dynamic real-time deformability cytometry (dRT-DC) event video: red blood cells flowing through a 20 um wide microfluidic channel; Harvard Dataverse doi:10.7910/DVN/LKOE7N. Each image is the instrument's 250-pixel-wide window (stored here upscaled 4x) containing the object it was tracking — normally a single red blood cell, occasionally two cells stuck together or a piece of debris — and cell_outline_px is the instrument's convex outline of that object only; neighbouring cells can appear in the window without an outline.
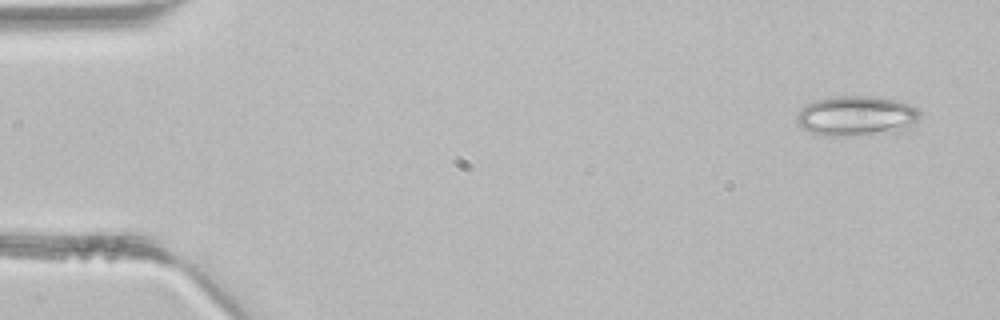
{"species": "common noctule bat (a hibernating species)", "species_latin": "Nyctalus noctula", "temperature_condition": "room temperature", "stored_images_in_passage": 3, "camera_frame_rate_fps": 3000, "um_per_image_px": 0.085, "animal": {"sex": "male", "body_mass_g": 21.5, "forearm_length_mm": 52.0}, "frame": {"image": 1, "passage_image": 1, "time_ms": 0.0, "image_size_px": [1000, 320], "cell_outline_px": [[920, 120], [912, 128], [900, 132], [856, 136], [824, 136], [812, 132], [796, 124], [796, 116], [800, 108], [816, 100], [828, 96], [880, 96], [896, 100], [920, 108]], "centroid_in_image_um": [72.87, 9.86], "position_along_channel_um": 12.1, "area_um2": 29.71}}